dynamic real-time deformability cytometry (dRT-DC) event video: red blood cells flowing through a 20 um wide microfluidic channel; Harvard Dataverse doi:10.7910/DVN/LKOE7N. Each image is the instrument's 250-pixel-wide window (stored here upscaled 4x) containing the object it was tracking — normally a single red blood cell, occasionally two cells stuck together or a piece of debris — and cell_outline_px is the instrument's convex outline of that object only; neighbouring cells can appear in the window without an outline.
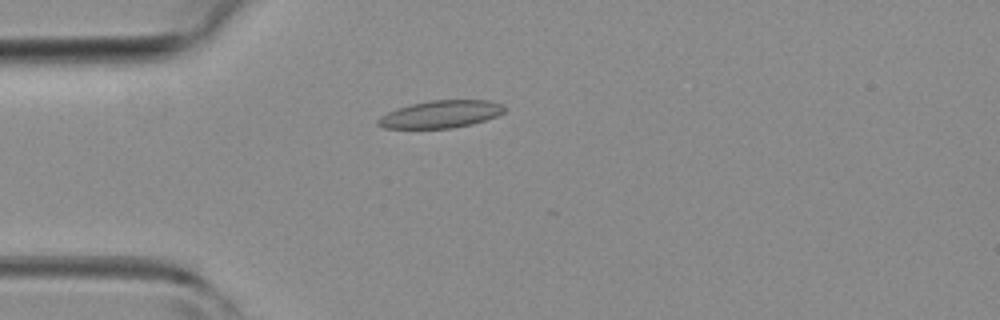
{"species": "common noctule bat (a hibernating species)", "species_latin": "Nyctalus noctula", "temperature_condition": "room temperature", "stored_images_in_passage": 15, "camera_frame_rate_fps": 3000, "um_per_image_px": 0.085, "animal": {"sex": "female", "body_mass_g": 19.3, "forearm_length_mm": 54.1}, "frame": {"image": 1, "passage_image": 5, "time_ms": 1.333, "image_size_px": [1000, 320], "cell_outline_px": [[504, 112], [496, 116], [472, 124], [452, 128], [384, 128], [376, 124], [376, 120], [380, 116], [396, 108], [412, 104], [432, 100], [488, 100], [504, 104]], "centroid_in_image_um": [37.45, 9.7], "position_along_channel_um": 47.6, "area_um2": 20.17}}
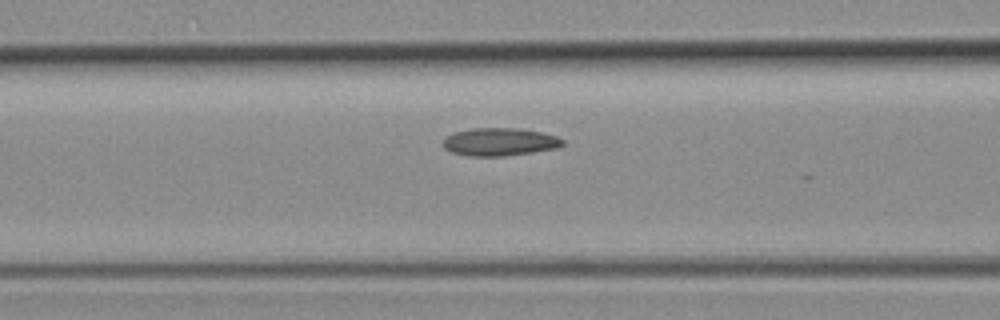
{"frame": {"image": 2, "passage_image": 11, "time_ms": 3.333, "image_size_px": [1000, 320], "cell_outline_px": [[564, 144], [556, 148], [532, 152], [504, 156], [468, 156], [452, 152], [444, 148], [444, 136], [452, 132], [472, 128], [520, 128], [544, 132], [556, 136], [564, 140]], "centroid_in_image_um": [42.46, 12.05], "position_along_channel_um": 124.1, "area_um2": 19.59}}
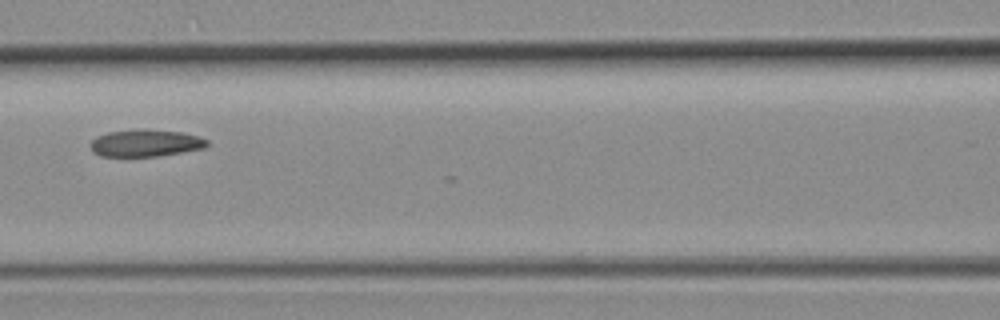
{"frame": {"image": 3, "passage_image": 13, "time_ms": 4.0, "image_size_px": [1000, 320], "cell_outline_px": [[208, 144], [204, 148], [160, 156], [100, 156], [92, 152], [92, 140], [96, 136], [108, 132], [136, 128], [144, 128], [180, 132], [200, 136], [208, 140]], "centroid_in_image_um": [12.38, 12.14], "position_along_channel_um": 154.2, "area_um2": 18.61}}